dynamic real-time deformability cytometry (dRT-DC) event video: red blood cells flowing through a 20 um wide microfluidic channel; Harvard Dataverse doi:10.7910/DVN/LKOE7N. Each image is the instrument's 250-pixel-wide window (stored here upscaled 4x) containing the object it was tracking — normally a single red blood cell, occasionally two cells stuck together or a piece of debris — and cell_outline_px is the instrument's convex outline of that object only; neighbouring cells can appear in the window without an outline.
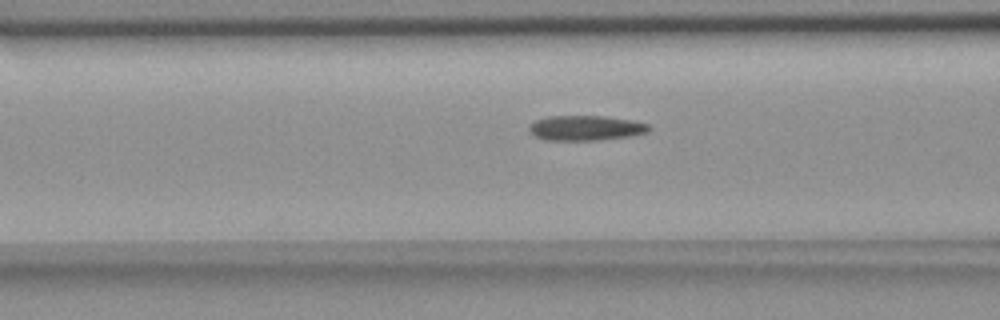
{"species": "common noctule bat (a hibernating species)", "species_latin": "Nyctalus noctula", "temperature_condition": "room temperature", "stored_images_in_passage": 42, "camera_frame_rate_fps": 3000, "um_per_image_px": 0.085, "animal": {"sex": "female", "body_mass_g": 18.4}, "frame": {"image": 1, "passage_image": 12, "time_ms": 3.667, "image_size_px": [1000, 320], "cell_outline_px": [[652, 128], [648, 132], [632, 136], [600, 140], [544, 140], [536, 136], [528, 128], [528, 124], [536, 120], [548, 116], [604, 116], [632, 120], [648, 124]], "centroid_in_image_um": [49.81, 10.88], "position_along_channel_um": 116.8, "area_um2": 17.57}}
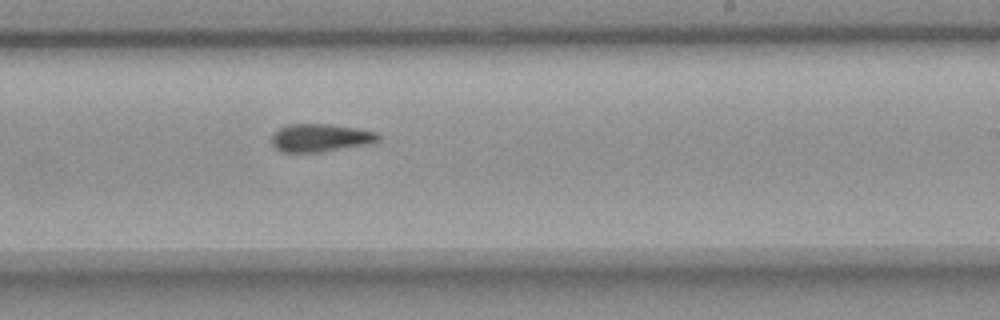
{"frame": {"image": 2, "passage_image": 24, "time_ms": 7.667, "image_size_px": [1000, 320], "cell_outline_px": [[380, 140], [368, 144], [316, 152], [280, 152], [272, 144], [272, 132], [288, 124], [332, 124], [356, 128], [376, 132], [380, 136]], "centroid_in_image_um": [27.2, 11.7], "position_along_channel_um": 261.8, "area_um2": 17.28}}
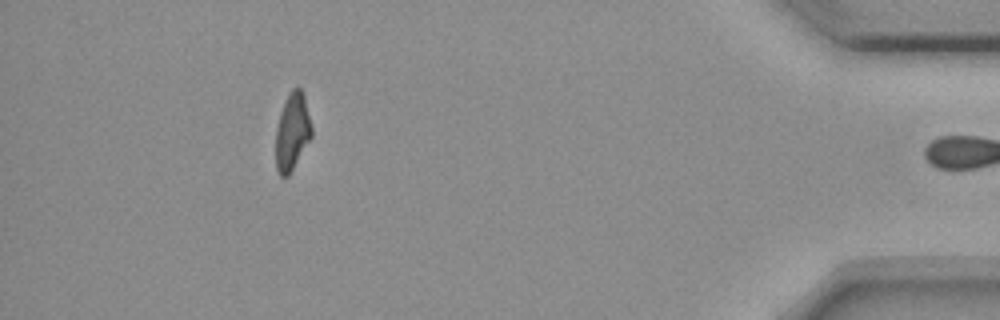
{"frame": {"image": 3, "passage_image": 41, "time_ms": 13.333, "image_size_px": [1000, 320], "cell_outline_px": [[312, 136], [288, 176], [280, 176], [276, 172], [276, 128], [280, 112], [288, 92], [292, 88], [300, 88], [304, 92], [312, 128]], "centroid_in_image_um": [24.84, 11.17], "position_along_channel_um": 410.4, "area_um2": 16.24}, "authors_computed_cell_mechanics": {"area_um2": 17.5134, "velocity_mm_per_s": 3.649, "shape_relaxation_time_tau1_ms": null, "shape_relaxation_time_tau2_ms": 11.0172, "deformation_change_tau1": null, "deformation_change_tau2": 0.1991}}